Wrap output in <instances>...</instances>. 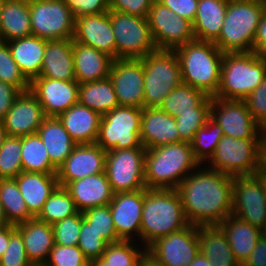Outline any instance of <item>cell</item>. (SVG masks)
I'll return each instance as SVG.
<instances>
[{"mask_svg": "<svg viewBox=\"0 0 266 266\" xmlns=\"http://www.w3.org/2000/svg\"><path fill=\"white\" fill-rule=\"evenodd\" d=\"M205 167L200 165L176 188L185 216L195 226L219 225L232 215L233 177Z\"/></svg>", "mask_w": 266, "mask_h": 266, "instance_id": "1", "label": "cell"}, {"mask_svg": "<svg viewBox=\"0 0 266 266\" xmlns=\"http://www.w3.org/2000/svg\"><path fill=\"white\" fill-rule=\"evenodd\" d=\"M200 166L191 144L171 143L146 149L144 178L147 189H176L178 185Z\"/></svg>", "mask_w": 266, "mask_h": 266, "instance_id": "2", "label": "cell"}, {"mask_svg": "<svg viewBox=\"0 0 266 266\" xmlns=\"http://www.w3.org/2000/svg\"><path fill=\"white\" fill-rule=\"evenodd\" d=\"M188 225L189 222L176 189L146 190L139 238L143 247L147 248L157 239Z\"/></svg>", "mask_w": 266, "mask_h": 266, "instance_id": "3", "label": "cell"}, {"mask_svg": "<svg viewBox=\"0 0 266 266\" xmlns=\"http://www.w3.org/2000/svg\"><path fill=\"white\" fill-rule=\"evenodd\" d=\"M174 50L181 67L182 83L214 97L220 86L224 53L213 42L196 39Z\"/></svg>", "mask_w": 266, "mask_h": 266, "instance_id": "4", "label": "cell"}, {"mask_svg": "<svg viewBox=\"0 0 266 266\" xmlns=\"http://www.w3.org/2000/svg\"><path fill=\"white\" fill-rule=\"evenodd\" d=\"M266 0H228L218 38L213 42L223 53L253 52L254 39Z\"/></svg>", "mask_w": 266, "mask_h": 266, "instance_id": "5", "label": "cell"}, {"mask_svg": "<svg viewBox=\"0 0 266 266\" xmlns=\"http://www.w3.org/2000/svg\"><path fill=\"white\" fill-rule=\"evenodd\" d=\"M266 74V58L255 52H227L223 55L221 81L214 98L244 100Z\"/></svg>", "mask_w": 266, "mask_h": 266, "instance_id": "6", "label": "cell"}, {"mask_svg": "<svg viewBox=\"0 0 266 266\" xmlns=\"http://www.w3.org/2000/svg\"><path fill=\"white\" fill-rule=\"evenodd\" d=\"M144 69L143 108L160 107L165 97L182 84L175 50L157 49L142 59Z\"/></svg>", "mask_w": 266, "mask_h": 266, "instance_id": "7", "label": "cell"}, {"mask_svg": "<svg viewBox=\"0 0 266 266\" xmlns=\"http://www.w3.org/2000/svg\"><path fill=\"white\" fill-rule=\"evenodd\" d=\"M261 141L262 138L236 139L224 135L207 167L232 177L257 175L260 171Z\"/></svg>", "mask_w": 266, "mask_h": 266, "instance_id": "8", "label": "cell"}, {"mask_svg": "<svg viewBox=\"0 0 266 266\" xmlns=\"http://www.w3.org/2000/svg\"><path fill=\"white\" fill-rule=\"evenodd\" d=\"M142 108L118 106L102 115L98 144L104 151L113 149L145 148L141 134Z\"/></svg>", "mask_w": 266, "mask_h": 266, "instance_id": "9", "label": "cell"}, {"mask_svg": "<svg viewBox=\"0 0 266 266\" xmlns=\"http://www.w3.org/2000/svg\"><path fill=\"white\" fill-rule=\"evenodd\" d=\"M116 59H142L157 50L148 19L110 10Z\"/></svg>", "mask_w": 266, "mask_h": 266, "instance_id": "10", "label": "cell"}, {"mask_svg": "<svg viewBox=\"0 0 266 266\" xmlns=\"http://www.w3.org/2000/svg\"><path fill=\"white\" fill-rule=\"evenodd\" d=\"M232 215L263 230L266 226V177L235 176L232 186Z\"/></svg>", "mask_w": 266, "mask_h": 266, "instance_id": "11", "label": "cell"}, {"mask_svg": "<svg viewBox=\"0 0 266 266\" xmlns=\"http://www.w3.org/2000/svg\"><path fill=\"white\" fill-rule=\"evenodd\" d=\"M145 153L146 148L107 151L105 172L114 194L146 188L144 178Z\"/></svg>", "mask_w": 266, "mask_h": 266, "instance_id": "12", "label": "cell"}, {"mask_svg": "<svg viewBox=\"0 0 266 266\" xmlns=\"http://www.w3.org/2000/svg\"><path fill=\"white\" fill-rule=\"evenodd\" d=\"M32 35L46 40L72 39L74 16L63 0H29Z\"/></svg>", "mask_w": 266, "mask_h": 266, "instance_id": "13", "label": "cell"}, {"mask_svg": "<svg viewBox=\"0 0 266 266\" xmlns=\"http://www.w3.org/2000/svg\"><path fill=\"white\" fill-rule=\"evenodd\" d=\"M199 252L198 226L191 224L146 248V254L163 266H188Z\"/></svg>", "mask_w": 266, "mask_h": 266, "instance_id": "14", "label": "cell"}, {"mask_svg": "<svg viewBox=\"0 0 266 266\" xmlns=\"http://www.w3.org/2000/svg\"><path fill=\"white\" fill-rule=\"evenodd\" d=\"M147 19L157 49L174 50L195 40L192 22L175 15L158 0L153 1Z\"/></svg>", "mask_w": 266, "mask_h": 266, "instance_id": "15", "label": "cell"}, {"mask_svg": "<svg viewBox=\"0 0 266 266\" xmlns=\"http://www.w3.org/2000/svg\"><path fill=\"white\" fill-rule=\"evenodd\" d=\"M210 117L218 123L224 135L236 139L263 136V128L252 117L244 100L212 97Z\"/></svg>", "mask_w": 266, "mask_h": 266, "instance_id": "16", "label": "cell"}, {"mask_svg": "<svg viewBox=\"0 0 266 266\" xmlns=\"http://www.w3.org/2000/svg\"><path fill=\"white\" fill-rule=\"evenodd\" d=\"M109 77L119 106L143 109L144 69L141 59H114Z\"/></svg>", "mask_w": 266, "mask_h": 266, "instance_id": "17", "label": "cell"}, {"mask_svg": "<svg viewBox=\"0 0 266 266\" xmlns=\"http://www.w3.org/2000/svg\"><path fill=\"white\" fill-rule=\"evenodd\" d=\"M78 88L76 80L36 77L30 82L29 90L41 104L46 117H58L78 103Z\"/></svg>", "mask_w": 266, "mask_h": 266, "instance_id": "18", "label": "cell"}, {"mask_svg": "<svg viewBox=\"0 0 266 266\" xmlns=\"http://www.w3.org/2000/svg\"><path fill=\"white\" fill-rule=\"evenodd\" d=\"M107 152L98 144H77L72 153L57 169L59 186L105 172Z\"/></svg>", "mask_w": 266, "mask_h": 266, "instance_id": "19", "label": "cell"}, {"mask_svg": "<svg viewBox=\"0 0 266 266\" xmlns=\"http://www.w3.org/2000/svg\"><path fill=\"white\" fill-rule=\"evenodd\" d=\"M146 190L147 188L113 195L109 206L115 231L121 240L135 241L136 236L140 237L144 193Z\"/></svg>", "mask_w": 266, "mask_h": 266, "instance_id": "20", "label": "cell"}, {"mask_svg": "<svg viewBox=\"0 0 266 266\" xmlns=\"http://www.w3.org/2000/svg\"><path fill=\"white\" fill-rule=\"evenodd\" d=\"M72 40L94 47L116 59V43L111 25L110 10L75 18Z\"/></svg>", "mask_w": 266, "mask_h": 266, "instance_id": "21", "label": "cell"}, {"mask_svg": "<svg viewBox=\"0 0 266 266\" xmlns=\"http://www.w3.org/2000/svg\"><path fill=\"white\" fill-rule=\"evenodd\" d=\"M45 118L41 104L29 90L15 99L2 122L6 135L24 137L36 134Z\"/></svg>", "mask_w": 266, "mask_h": 266, "instance_id": "22", "label": "cell"}, {"mask_svg": "<svg viewBox=\"0 0 266 266\" xmlns=\"http://www.w3.org/2000/svg\"><path fill=\"white\" fill-rule=\"evenodd\" d=\"M140 139L146 149L180 142L175 118L159 107L143 108Z\"/></svg>", "mask_w": 266, "mask_h": 266, "instance_id": "23", "label": "cell"}, {"mask_svg": "<svg viewBox=\"0 0 266 266\" xmlns=\"http://www.w3.org/2000/svg\"><path fill=\"white\" fill-rule=\"evenodd\" d=\"M65 188L71 194L79 212L109 205L114 195L106 172L75 180Z\"/></svg>", "mask_w": 266, "mask_h": 266, "instance_id": "24", "label": "cell"}, {"mask_svg": "<svg viewBox=\"0 0 266 266\" xmlns=\"http://www.w3.org/2000/svg\"><path fill=\"white\" fill-rule=\"evenodd\" d=\"M113 61L108 54L73 41L74 76L79 84L109 77Z\"/></svg>", "mask_w": 266, "mask_h": 266, "instance_id": "25", "label": "cell"}, {"mask_svg": "<svg viewBox=\"0 0 266 266\" xmlns=\"http://www.w3.org/2000/svg\"><path fill=\"white\" fill-rule=\"evenodd\" d=\"M29 212L36 218L44 203L59 186L56 173H35L22 171L14 178Z\"/></svg>", "mask_w": 266, "mask_h": 266, "instance_id": "26", "label": "cell"}, {"mask_svg": "<svg viewBox=\"0 0 266 266\" xmlns=\"http://www.w3.org/2000/svg\"><path fill=\"white\" fill-rule=\"evenodd\" d=\"M77 144L96 143L102 115L79 103L58 116Z\"/></svg>", "mask_w": 266, "mask_h": 266, "instance_id": "27", "label": "cell"}, {"mask_svg": "<svg viewBox=\"0 0 266 266\" xmlns=\"http://www.w3.org/2000/svg\"><path fill=\"white\" fill-rule=\"evenodd\" d=\"M15 227L22 235L26 255L31 264H45L54 246L52 226L33 218Z\"/></svg>", "mask_w": 266, "mask_h": 266, "instance_id": "28", "label": "cell"}, {"mask_svg": "<svg viewBox=\"0 0 266 266\" xmlns=\"http://www.w3.org/2000/svg\"><path fill=\"white\" fill-rule=\"evenodd\" d=\"M39 77L75 80L73 40H47Z\"/></svg>", "mask_w": 266, "mask_h": 266, "instance_id": "29", "label": "cell"}, {"mask_svg": "<svg viewBox=\"0 0 266 266\" xmlns=\"http://www.w3.org/2000/svg\"><path fill=\"white\" fill-rule=\"evenodd\" d=\"M46 44V39L34 35L8 42L12 58L29 82L40 75Z\"/></svg>", "mask_w": 266, "mask_h": 266, "instance_id": "30", "label": "cell"}, {"mask_svg": "<svg viewBox=\"0 0 266 266\" xmlns=\"http://www.w3.org/2000/svg\"><path fill=\"white\" fill-rule=\"evenodd\" d=\"M30 35L29 0H3L0 6V40L9 42Z\"/></svg>", "mask_w": 266, "mask_h": 266, "instance_id": "31", "label": "cell"}, {"mask_svg": "<svg viewBox=\"0 0 266 266\" xmlns=\"http://www.w3.org/2000/svg\"><path fill=\"white\" fill-rule=\"evenodd\" d=\"M225 232L236 261L242 266L263 235L262 230L230 215L219 224Z\"/></svg>", "mask_w": 266, "mask_h": 266, "instance_id": "32", "label": "cell"}, {"mask_svg": "<svg viewBox=\"0 0 266 266\" xmlns=\"http://www.w3.org/2000/svg\"><path fill=\"white\" fill-rule=\"evenodd\" d=\"M37 134L47 149L51 163L57 169L77 145L58 117H46Z\"/></svg>", "mask_w": 266, "mask_h": 266, "instance_id": "33", "label": "cell"}, {"mask_svg": "<svg viewBox=\"0 0 266 266\" xmlns=\"http://www.w3.org/2000/svg\"><path fill=\"white\" fill-rule=\"evenodd\" d=\"M227 8L228 0H199L192 23L195 39L214 42L220 34Z\"/></svg>", "mask_w": 266, "mask_h": 266, "instance_id": "34", "label": "cell"}, {"mask_svg": "<svg viewBox=\"0 0 266 266\" xmlns=\"http://www.w3.org/2000/svg\"><path fill=\"white\" fill-rule=\"evenodd\" d=\"M200 252L212 266H240L230 248L225 232L219 225L198 226Z\"/></svg>", "mask_w": 266, "mask_h": 266, "instance_id": "35", "label": "cell"}, {"mask_svg": "<svg viewBox=\"0 0 266 266\" xmlns=\"http://www.w3.org/2000/svg\"><path fill=\"white\" fill-rule=\"evenodd\" d=\"M78 103L103 115L119 106L110 77L79 84Z\"/></svg>", "mask_w": 266, "mask_h": 266, "instance_id": "36", "label": "cell"}, {"mask_svg": "<svg viewBox=\"0 0 266 266\" xmlns=\"http://www.w3.org/2000/svg\"><path fill=\"white\" fill-rule=\"evenodd\" d=\"M211 102L212 97L205 92L182 83L165 97L159 108L175 118L180 113L194 112V108H210Z\"/></svg>", "mask_w": 266, "mask_h": 266, "instance_id": "37", "label": "cell"}, {"mask_svg": "<svg viewBox=\"0 0 266 266\" xmlns=\"http://www.w3.org/2000/svg\"><path fill=\"white\" fill-rule=\"evenodd\" d=\"M22 170L35 173H57L51 163L47 149L38 134L22 137Z\"/></svg>", "mask_w": 266, "mask_h": 266, "instance_id": "38", "label": "cell"}, {"mask_svg": "<svg viewBox=\"0 0 266 266\" xmlns=\"http://www.w3.org/2000/svg\"><path fill=\"white\" fill-rule=\"evenodd\" d=\"M0 202L6 220L11 225H18L35 218L28 210L15 179H0Z\"/></svg>", "mask_w": 266, "mask_h": 266, "instance_id": "39", "label": "cell"}, {"mask_svg": "<svg viewBox=\"0 0 266 266\" xmlns=\"http://www.w3.org/2000/svg\"><path fill=\"white\" fill-rule=\"evenodd\" d=\"M78 212L69 191L65 187L58 186L44 203L42 211L36 218L52 225Z\"/></svg>", "mask_w": 266, "mask_h": 266, "instance_id": "40", "label": "cell"}, {"mask_svg": "<svg viewBox=\"0 0 266 266\" xmlns=\"http://www.w3.org/2000/svg\"><path fill=\"white\" fill-rule=\"evenodd\" d=\"M223 136V130L211 117L207 119L204 126L196 131L190 144L194 157L200 165H207L206 162L213 156L217 144Z\"/></svg>", "mask_w": 266, "mask_h": 266, "instance_id": "41", "label": "cell"}, {"mask_svg": "<svg viewBox=\"0 0 266 266\" xmlns=\"http://www.w3.org/2000/svg\"><path fill=\"white\" fill-rule=\"evenodd\" d=\"M133 240H120L107 245L102 257L104 266H138V263L146 255V248ZM142 249H140V246ZM140 249V250H139Z\"/></svg>", "mask_w": 266, "mask_h": 266, "instance_id": "42", "label": "cell"}, {"mask_svg": "<svg viewBox=\"0 0 266 266\" xmlns=\"http://www.w3.org/2000/svg\"><path fill=\"white\" fill-rule=\"evenodd\" d=\"M22 137L6 136L0 146V179H14L22 170Z\"/></svg>", "mask_w": 266, "mask_h": 266, "instance_id": "43", "label": "cell"}, {"mask_svg": "<svg viewBox=\"0 0 266 266\" xmlns=\"http://www.w3.org/2000/svg\"><path fill=\"white\" fill-rule=\"evenodd\" d=\"M82 213L83 218L108 244L121 240L115 231L109 205L90 208Z\"/></svg>", "mask_w": 266, "mask_h": 266, "instance_id": "44", "label": "cell"}, {"mask_svg": "<svg viewBox=\"0 0 266 266\" xmlns=\"http://www.w3.org/2000/svg\"><path fill=\"white\" fill-rule=\"evenodd\" d=\"M0 80L17 87L21 92L29 91L30 82L12 58L8 42L0 40Z\"/></svg>", "mask_w": 266, "mask_h": 266, "instance_id": "45", "label": "cell"}, {"mask_svg": "<svg viewBox=\"0 0 266 266\" xmlns=\"http://www.w3.org/2000/svg\"><path fill=\"white\" fill-rule=\"evenodd\" d=\"M210 117V108H194V112L180 113L175 117L180 142L191 143L196 131L205 125Z\"/></svg>", "mask_w": 266, "mask_h": 266, "instance_id": "46", "label": "cell"}, {"mask_svg": "<svg viewBox=\"0 0 266 266\" xmlns=\"http://www.w3.org/2000/svg\"><path fill=\"white\" fill-rule=\"evenodd\" d=\"M83 213L60 220L52 224L54 244L60 246H78Z\"/></svg>", "mask_w": 266, "mask_h": 266, "instance_id": "47", "label": "cell"}, {"mask_svg": "<svg viewBox=\"0 0 266 266\" xmlns=\"http://www.w3.org/2000/svg\"><path fill=\"white\" fill-rule=\"evenodd\" d=\"M107 245L108 243L100 236V234H98L91 225L83 219L79 234L78 247L89 262L102 257Z\"/></svg>", "mask_w": 266, "mask_h": 266, "instance_id": "48", "label": "cell"}, {"mask_svg": "<svg viewBox=\"0 0 266 266\" xmlns=\"http://www.w3.org/2000/svg\"><path fill=\"white\" fill-rule=\"evenodd\" d=\"M46 266H90L78 246H60L54 244L50 251Z\"/></svg>", "mask_w": 266, "mask_h": 266, "instance_id": "49", "label": "cell"}, {"mask_svg": "<svg viewBox=\"0 0 266 266\" xmlns=\"http://www.w3.org/2000/svg\"><path fill=\"white\" fill-rule=\"evenodd\" d=\"M0 266H32L27 258L24 241L15 225H11V236L8 247L0 257Z\"/></svg>", "mask_w": 266, "mask_h": 266, "instance_id": "50", "label": "cell"}, {"mask_svg": "<svg viewBox=\"0 0 266 266\" xmlns=\"http://www.w3.org/2000/svg\"><path fill=\"white\" fill-rule=\"evenodd\" d=\"M247 108L252 117L263 128L266 129V74L262 83L244 98Z\"/></svg>", "mask_w": 266, "mask_h": 266, "instance_id": "51", "label": "cell"}, {"mask_svg": "<svg viewBox=\"0 0 266 266\" xmlns=\"http://www.w3.org/2000/svg\"><path fill=\"white\" fill-rule=\"evenodd\" d=\"M74 18L109 11V0H63Z\"/></svg>", "mask_w": 266, "mask_h": 266, "instance_id": "52", "label": "cell"}, {"mask_svg": "<svg viewBox=\"0 0 266 266\" xmlns=\"http://www.w3.org/2000/svg\"><path fill=\"white\" fill-rule=\"evenodd\" d=\"M154 0H109V10L147 18Z\"/></svg>", "mask_w": 266, "mask_h": 266, "instance_id": "53", "label": "cell"}, {"mask_svg": "<svg viewBox=\"0 0 266 266\" xmlns=\"http://www.w3.org/2000/svg\"><path fill=\"white\" fill-rule=\"evenodd\" d=\"M164 6L170 8L175 15H179L188 21H194L199 0H158Z\"/></svg>", "mask_w": 266, "mask_h": 266, "instance_id": "54", "label": "cell"}, {"mask_svg": "<svg viewBox=\"0 0 266 266\" xmlns=\"http://www.w3.org/2000/svg\"><path fill=\"white\" fill-rule=\"evenodd\" d=\"M20 94L21 91L17 87L0 80V120L4 118Z\"/></svg>", "mask_w": 266, "mask_h": 266, "instance_id": "55", "label": "cell"}, {"mask_svg": "<svg viewBox=\"0 0 266 266\" xmlns=\"http://www.w3.org/2000/svg\"><path fill=\"white\" fill-rule=\"evenodd\" d=\"M242 266H266V237L262 235Z\"/></svg>", "mask_w": 266, "mask_h": 266, "instance_id": "56", "label": "cell"}, {"mask_svg": "<svg viewBox=\"0 0 266 266\" xmlns=\"http://www.w3.org/2000/svg\"><path fill=\"white\" fill-rule=\"evenodd\" d=\"M253 52L266 58V9L264 10L254 39Z\"/></svg>", "mask_w": 266, "mask_h": 266, "instance_id": "57", "label": "cell"}, {"mask_svg": "<svg viewBox=\"0 0 266 266\" xmlns=\"http://www.w3.org/2000/svg\"><path fill=\"white\" fill-rule=\"evenodd\" d=\"M11 236V224L0 227V257L6 251Z\"/></svg>", "mask_w": 266, "mask_h": 266, "instance_id": "58", "label": "cell"}, {"mask_svg": "<svg viewBox=\"0 0 266 266\" xmlns=\"http://www.w3.org/2000/svg\"><path fill=\"white\" fill-rule=\"evenodd\" d=\"M259 174L266 177V129L263 131L261 141L260 171Z\"/></svg>", "mask_w": 266, "mask_h": 266, "instance_id": "59", "label": "cell"}, {"mask_svg": "<svg viewBox=\"0 0 266 266\" xmlns=\"http://www.w3.org/2000/svg\"><path fill=\"white\" fill-rule=\"evenodd\" d=\"M188 266H212L210 261L201 252L191 261Z\"/></svg>", "mask_w": 266, "mask_h": 266, "instance_id": "60", "label": "cell"}, {"mask_svg": "<svg viewBox=\"0 0 266 266\" xmlns=\"http://www.w3.org/2000/svg\"><path fill=\"white\" fill-rule=\"evenodd\" d=\"M138 266H163L155 262L150 256L147 254L141 259L138 263Z\"/></svg>", "mask_w": 266, "mask_h": 266, "instance_id": "61", "label": "cell"}, {"mask_svg": "<svg viewBox=\"0 0 266 266\" xmlns=\"http://www.w3.org/2000/svg\"><path fill=\"white\" fill-rule=\"evenodd\" d=\"M8 221L6 220V217H5V213H4V210H3V206L0 202V227L4 226V225H8Z\"/></svg>", "mask_w": 266, "mask_h": 266, "instance_id": "62", "label": "cell"}, {"mask_svg": "<svg viewBox=\"0 0 266 266\" xmlns=\"http://www.w3.org/2000/svg\"><path fill=\"white\" fill-rule=\"evenodd\" d=\"M6 131L3 126L2 120H0V146L3 144L4 139L6 138Z\"/></svg>", "mask_w": 266, "mask_h": 266, "instance_id": "63", "label": "cell"}, {"mask_svg": "<svg viewBox=\"0 0 266 266\" xmlns=\"http://www.w3.org/2000/svg\"><path fill=\"white\" fill-rule=\"evenodd\" d=\"M90 266H104V258L100 257L90 262Z\"/></svg>", "mask_w": 266, "mask_h": 266, "instance_id": "64", "label": "cell"}, {"mask_svg": "<svg viewBox=\"0 0 266 266\" xmlns=\"http://www.w3.org/2000/svg\"><path fill=\"white\" fill-rule=\"evenodd\" d=\"M32 266H46L45 264L32 265Z\"/></svg>", "mask_w": 266, "mask_h": 266, "instance_id": "65", "label": "cell"}]
</instances>
